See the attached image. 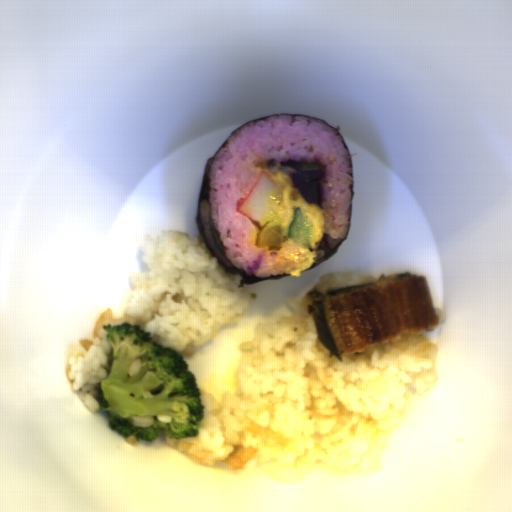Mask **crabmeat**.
I'll return each mask as SVG.
<instances>
[{"label": "crabmeat", "mask_w": 512, "mask_h": 512, "mask_svg": "<svg viewBox=\"0 0 512 512\" xmlns=\"http://www.w3.org/2000/svg\"><path fill=\"white\" fill-rule=\"evenodd\" d=\"M282 195V187L272 176L263 171L245 199L237 207V212L250 219L254 225L262 228L272 217L275 205L280 201Z\"/></svg>", "instance_id": "1"}]
</instances>
